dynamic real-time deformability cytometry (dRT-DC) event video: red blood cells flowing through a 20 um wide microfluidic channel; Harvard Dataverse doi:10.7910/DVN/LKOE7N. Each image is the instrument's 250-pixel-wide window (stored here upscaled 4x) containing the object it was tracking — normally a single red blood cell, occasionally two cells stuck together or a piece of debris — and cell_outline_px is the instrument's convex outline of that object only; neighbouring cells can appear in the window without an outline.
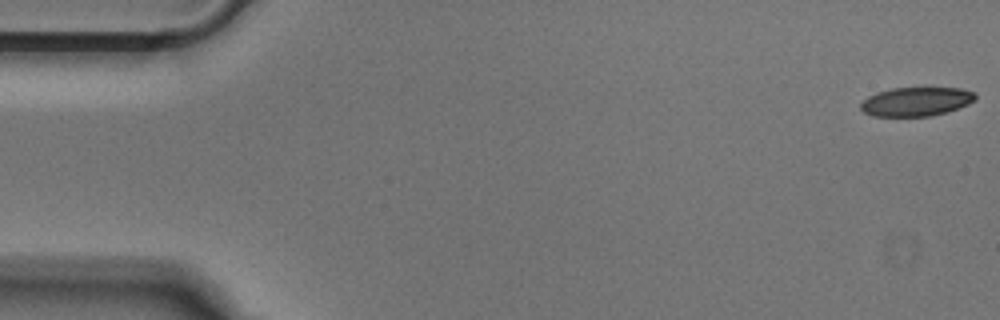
{"species": "Egyptian fruit bat (a non-hibernating species)", "species_latin": "Rousettus aegyptiacus", "temperature_condition": "cold", "stored_images_in_passage": 11, "camera_frame_rate_fps": 3000, "um_per_image_px": 0.085, "animal": {"sex": "male"}, "frame": {"image": 1, "passage_image": 1, "time_ms": 0.0, "image_size_px": [1000, 320], "cell_outline_px": [[976, 100], [968, 104], [944, 112], [928, 116], [872, 116], [864, 112], [860, 108], [860, 104], [868, 96], [876, 92], [892, 88], [960, 88], [976, 92]], "centroid_in_image_um": [77.86, 8.62], "position_along_channel_um": 7.1, "area_um2": 19.25}}